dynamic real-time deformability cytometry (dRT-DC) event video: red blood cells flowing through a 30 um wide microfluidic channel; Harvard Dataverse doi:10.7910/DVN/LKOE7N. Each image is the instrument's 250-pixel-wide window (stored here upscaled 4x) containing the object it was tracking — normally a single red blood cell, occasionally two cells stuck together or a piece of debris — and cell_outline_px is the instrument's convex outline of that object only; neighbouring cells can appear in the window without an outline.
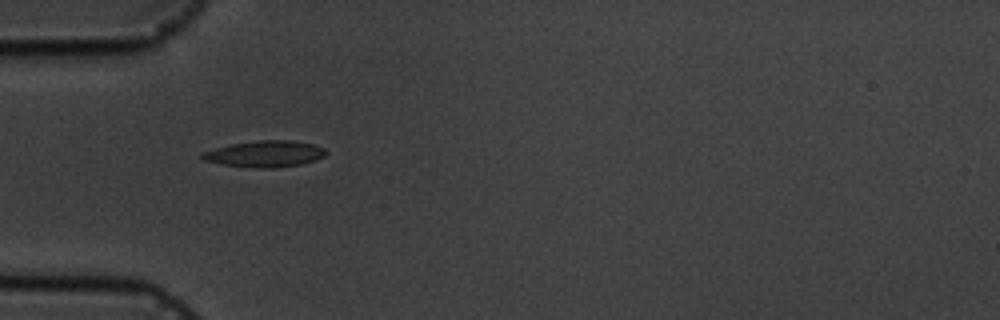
{"species": "common noctule bat (a hibernating species)", "species_latin": "Nyctalus noctula", "temperature_condition": "cold", "stored_images_in_passage": 6, "camera_frame_rate_fps": 3000, "um_per_image_px": 0.085, "animal": {"sex": "male", "body_mass_g": 19.5, "forearm_length_mm": 54.6}, "frame": {"image": 1, "passage_image": 5, "time_ms": 4.667, "image_size_px": [1000, 320], "cell_outline_px": [[324, 156], [316, 160], [300, 164], [272, 168], [252, 168], [220, 164], [204, 160], [200, 156], [200, 152], [232, 144], [260, 140], [292, 140], [312, 144], [324, 148]], "centroid_in_image_um": [22.48, 13.08], "position_along_channel_um": 62.5, "area_um2": 18.9}}
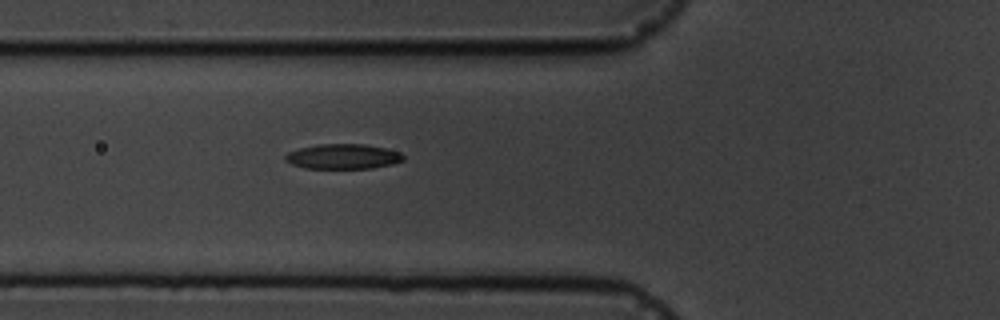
{"frame": {"image": 2, "passage_image": 6, "time_ms": 5.667, "image_size_px": [1000, 320], "cell_outline_px": [[404, 160], [392, 164], [372, 168], [304, 168], [292, 164], [284, 160], [284, 156], [288, 152], [300, 148], [316, 144], [364, 144], [384, 148], [400, 152], [404, 156]], "centroid_in_image_um": [29.14, 13.3], "position_along_channel_um": 96.7, "area_um2": 17.17}}